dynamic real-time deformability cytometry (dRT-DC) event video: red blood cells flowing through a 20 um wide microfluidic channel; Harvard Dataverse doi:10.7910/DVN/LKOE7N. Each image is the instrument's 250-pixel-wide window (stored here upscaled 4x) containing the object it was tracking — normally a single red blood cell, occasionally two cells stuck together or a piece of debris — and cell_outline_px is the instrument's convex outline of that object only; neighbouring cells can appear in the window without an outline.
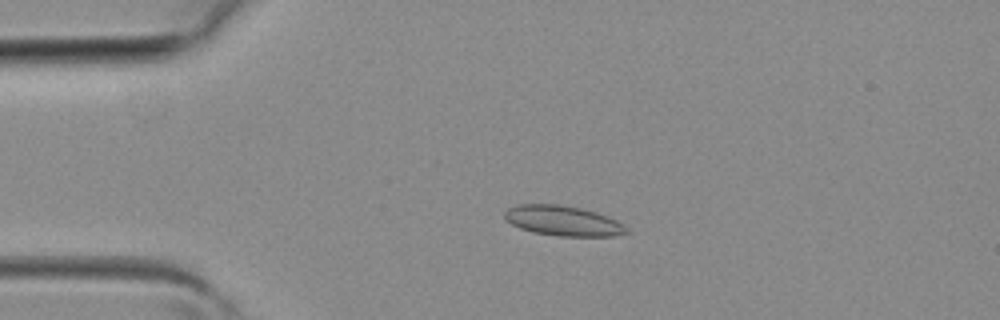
{"species": "common noctule bat (a hibernating species)", "species_latin": "Nyctalus noctula", "temperature_condition": "room temperature", "stored_images_in_passage": 2, "camera_frame_rate_fps": 3000, "um_per_image_px": 0.085, "animal": {"sex": "female", "body_mass_g": 19.3, "forearm_length_mm": 54.1}, "frame": {"image": 1, "passage_image": 2, "time_ms": 0.333, "image_size_px": [1000, 320], "cell_outline_px": [[632, 232], [616, 236], [560, 236], [532, 232], [520, 228], [512, 224], [504, 216], [504, 212], [508, 208], [516, 204], [560, 204], [580, 208], [596, 212], [608, 216], [624, 224]], "centroid_in_image_um": [47.9, 18.77], "position_along_channel_um": 37.1, "area_um2": 21.56}}